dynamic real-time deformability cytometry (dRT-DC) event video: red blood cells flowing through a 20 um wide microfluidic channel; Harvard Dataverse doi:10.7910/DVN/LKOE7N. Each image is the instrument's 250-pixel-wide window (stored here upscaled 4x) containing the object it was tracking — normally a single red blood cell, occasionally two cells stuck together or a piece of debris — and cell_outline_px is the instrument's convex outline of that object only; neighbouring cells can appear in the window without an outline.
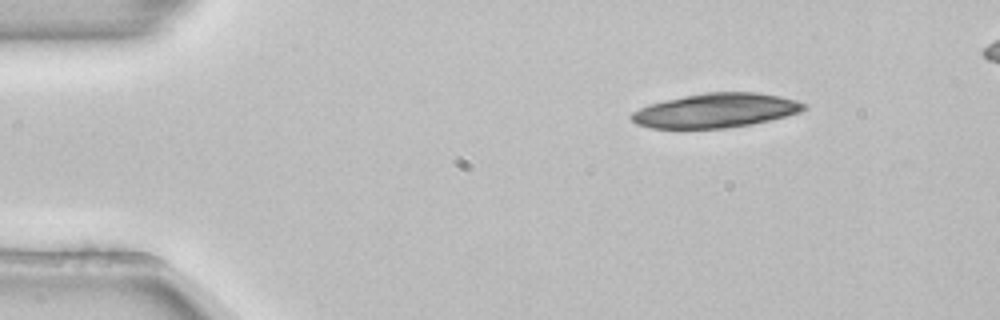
{"species": "common noctule bat (a hibernating species)", "species_latin": "Nyctalus noctula", "temperature_condition": "room temperature", "stored_images_in_passage": 19, "camera_frame_rate_fps": 3000, "um_per_image_px": 0.085, "animal": {"sex": "female", "body_mass_g": 22.7, "forearm_length_mm": 54.2}, "frame": {"image": 1, "passage_image": 1, "time_ms": 0.0, "image_size_px": [1000, 320], "cell_outline_px": [[808, 108], [800, 112], [752, 124], [724, 128], [652, 128], [636, 124], [628, 116], [632, 112], [648, 104], [664, 100], [704, 92], [756, 92], [780, 96], [796, 100], [808, 104]], "centroid_in_image_um": [60.83, 9.38], "position_along_channel_um": 24.2, "area_um2": 34.51}}